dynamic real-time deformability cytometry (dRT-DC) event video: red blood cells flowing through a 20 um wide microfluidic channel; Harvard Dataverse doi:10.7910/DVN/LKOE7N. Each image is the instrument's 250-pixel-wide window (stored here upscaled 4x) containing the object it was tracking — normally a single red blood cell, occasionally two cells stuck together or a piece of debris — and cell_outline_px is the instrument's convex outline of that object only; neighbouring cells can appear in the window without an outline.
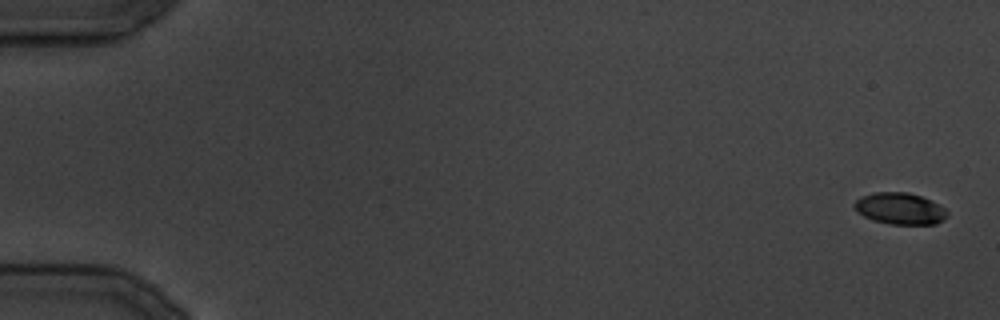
{"species": "common noctule bat (a hibernating species)", "species_latin": "Nyctalus noctula", "temperature_condition": "cold", "stored_images_in_passage": 18, "camera_frame_rate_fps": 3000, "um_per_image_px": 0.085, "animal": {"sex": "male", "body_mass_g": 19.5, "forearm_length_mm": 54.6}, "frame": {"image": 1, "passage_image": 1, "time_ms": 0.0, "image_size_px": [1000, 320], "cell_outline_px": [[948, 216], [944, 220], [936, 224], [888, 224], [872, 220], [864, 216], [852, 204], [860, 196], [872, 192], [908, 192], [920, 196], [944, 208], [948, 212]], "centroid_in_image_um": [76.48, 17.73], "position_along_channel_um": 8.5, "area_um2": 17.05}}
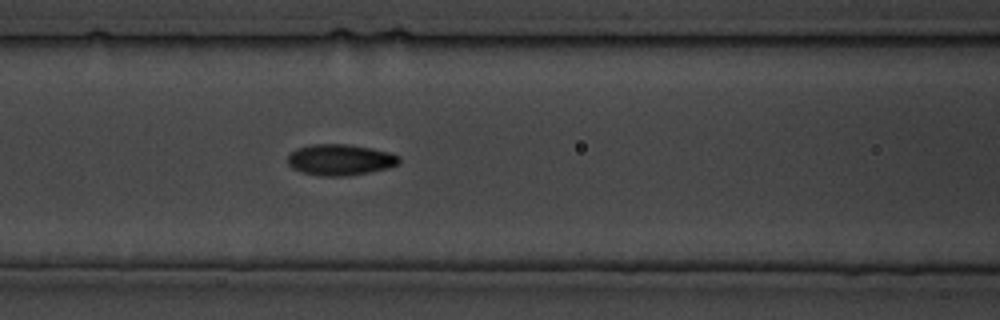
{"frame": {"image": 2, "passage_image": 16, "time_ms": 18.0, "image_size_px": [1000, 320], "cell_outline_px": [[400, 160], [396, 164], [388, 168], [368, 172], [344, 176], [324, 176], [300, 172], [292, 168], [288, 164], [288, 156], [296, 148], [312, 144], [344, 144], [372, 148], [388, 152], [400, 156]], "centroid_in_image_um": [28.89, 13.58], "position_along_channel_um": 137.7, "area_um2": 20.06}}
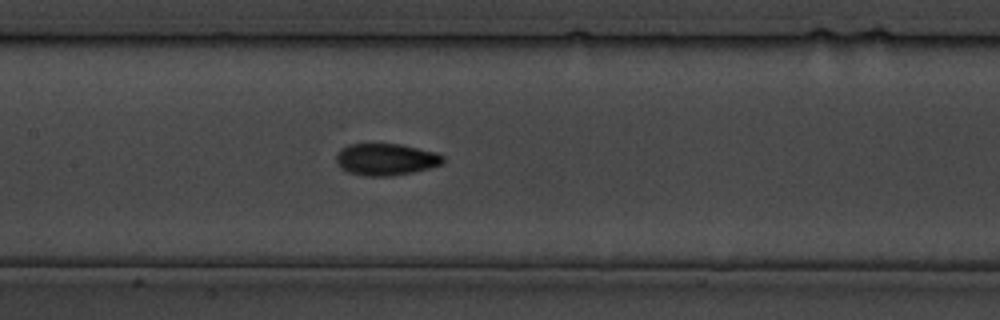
{"frame": {"image": 3, "passage_image": 18, "time_ms": 20.333, "image_size_px": [1000, 320], "cell_outline_px": [[444, 164], [412, 172], [392, 176], [364, 176], [348, 172], [340, 168], [336, 164], [336, 152], [340, 148], [348, 144], [400, 144], [436, 152], [444, 156]], "centroid_in_image_um": [32.77, 13.55], "position_along_channel_um": 174.6, "area_um2": 20.06}}